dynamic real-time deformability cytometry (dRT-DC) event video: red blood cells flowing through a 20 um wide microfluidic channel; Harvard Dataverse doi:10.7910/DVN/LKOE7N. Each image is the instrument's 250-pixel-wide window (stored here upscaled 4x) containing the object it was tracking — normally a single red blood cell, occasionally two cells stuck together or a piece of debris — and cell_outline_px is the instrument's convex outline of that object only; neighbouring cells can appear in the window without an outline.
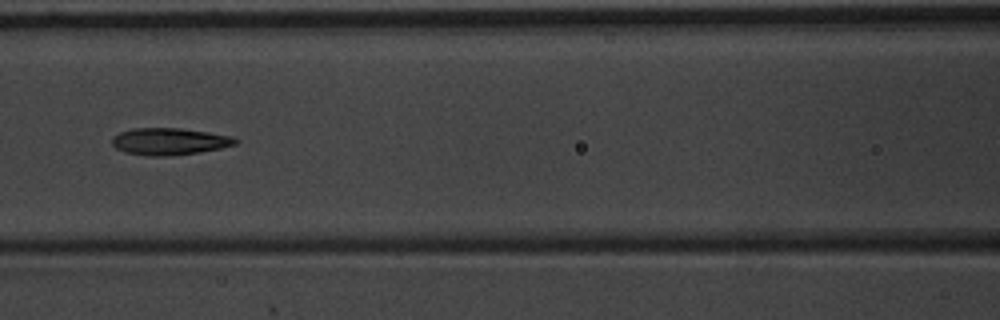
{"species": "common noctule bat (a hibernating species)", "species_latin": "Nyctalus noctula", "temperature_condition": "warm", "stored_images_in_passage": 6, "camera_frame_rate_fps": 3000, "um_per_image_px": 0.085, "animal": {"sex": "male", "body_mass_g": 20.1, "forearm_length_mm": 53.5}, "frame": {"image": 1, "passage_image": 6, "time_ms": 1.667, "image_size_px": [1000, 320], "cell_outline_px": [[240, 140], [236, 144], [220, 148], [200, 152], [168, 156], [148, 156], [124, 152], [116, 148], [112, 144], [112, 136], [120, 132], [132, 128], [180, 128], [208, 132], [232, 136]], "centroid_in_image_um": [14.39, 12.02], "position_along_channel_um": 152.2, "area_um2": 19.48}}